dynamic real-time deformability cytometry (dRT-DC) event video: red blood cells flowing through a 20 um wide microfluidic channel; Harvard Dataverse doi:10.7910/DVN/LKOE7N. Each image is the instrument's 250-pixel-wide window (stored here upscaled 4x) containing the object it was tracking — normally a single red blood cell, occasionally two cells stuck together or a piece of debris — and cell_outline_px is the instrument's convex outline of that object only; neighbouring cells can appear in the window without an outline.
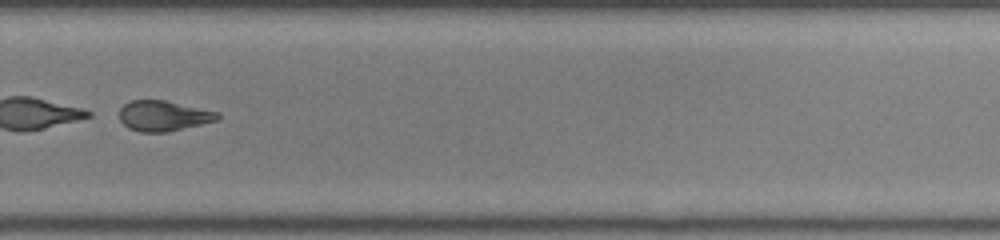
{"species": "common noctule bat (a hibernating species)", "species_latin": "Nyctalus noctula", "temperature_condition": "room temperature", "stored_images_in_passage": 43, "camera_frame_rate_fps": 3000, "um_per_image_px": 0.085, "animal": {"sex": "female", "body_mass_g": 22.0, "forearm_length_mm": 56.7}, "frame": {"image": 1, "passage_image": 31, "time_ms": 10.0, "image_size_px": [1000, 240], "cell_outline_px": [[220, 116], [216, 120], [168, 132], [140, 132], [128, 128], [120, 120], [120, 108], [124, 104], [132, 100], [164, 100], [220, 112]], "centroid_in_image_um": [13.88, 9.84], "position_along_channel_um": 315.9, "area_um2": 17.28}}